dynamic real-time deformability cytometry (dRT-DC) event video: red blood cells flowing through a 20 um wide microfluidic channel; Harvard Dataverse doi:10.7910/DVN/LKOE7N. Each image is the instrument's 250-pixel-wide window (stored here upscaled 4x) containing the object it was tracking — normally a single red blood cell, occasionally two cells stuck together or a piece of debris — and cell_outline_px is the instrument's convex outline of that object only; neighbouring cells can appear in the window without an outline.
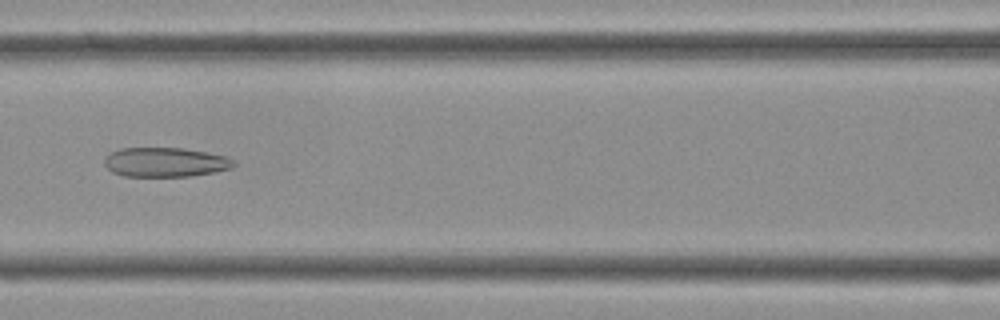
{"species": "Egyptian fruit bat (a non-hibernating species)", "species_latin": "Rousettus aegyptiacus", "temperature_condition": "cold", "stored_images_in_passage": 32, "camera_frame_rate_fps": 3000, "um_per_image_px": 0.085, "frame": {"image": 1, "passage_image": 9, "time_ms": 2.667, "image_size_px": [1000, 320], "cell_outline_px": [[236, 164], [232, 168], [216, 172], [188, 176], [124, 176], [112, 172], [104, 164], [104, 156], [120, 148], [184, 148], [224, 156], [232, 160]], "centroid_in_image_um": [14.02, 13.79], "position_along_channel_um": 152.6, "area_um2": 22.08}}
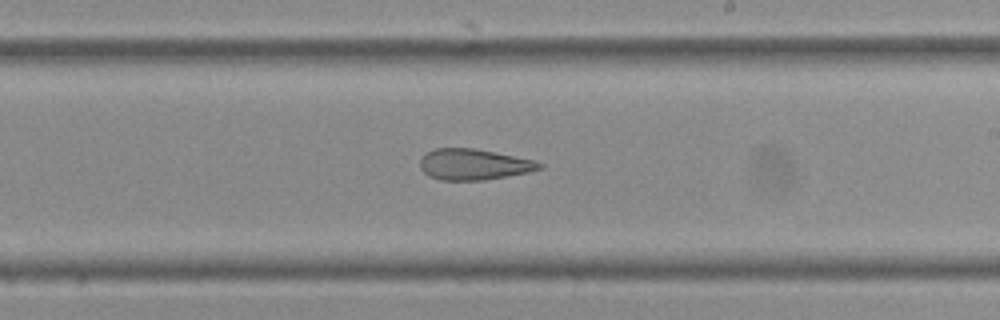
{"frame": {"image": 2, "passage_image": 15, "time_ms": 4.667, "image_size_px": [1000, 320], "cell_outline_px": [[544, 168], [528, 172], [484, 180], [440, 180], [428, 176], [420, 168], [420, 160], [428, 152], [436, 148], [472, 148], [496, 152], [536, 160], [544, 164]], "centroid_in_image_um": [40.3, 13.97], "position_along_channel_um": 248.7, "area_um2": 21.56}}
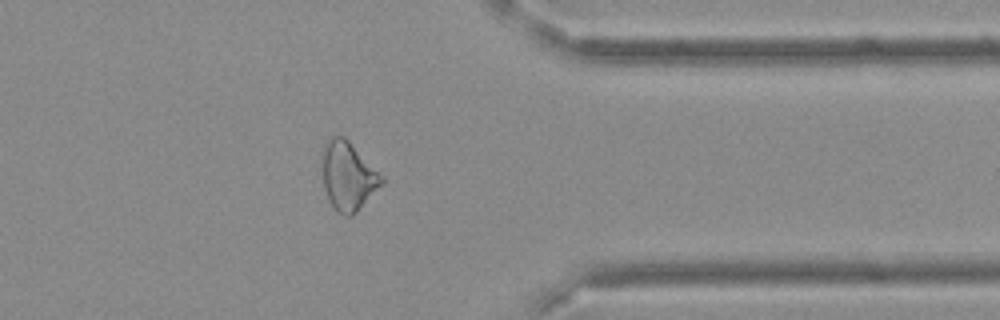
{"frame": {"image": 3, "passage_image": 24, "time_ms": 7.667, "image_size_px": [1000, 320], "cell_outline_px": [[384, 184], [352, 216], [344, 216], [336, 212], [324, 188], [324, 144], [332, 136], [344, 136], [384, 176]], "centroid_in_image_um": [29.64, 14.99], "position_along_channel_um": 381.8, "area_um2": 23.47}}